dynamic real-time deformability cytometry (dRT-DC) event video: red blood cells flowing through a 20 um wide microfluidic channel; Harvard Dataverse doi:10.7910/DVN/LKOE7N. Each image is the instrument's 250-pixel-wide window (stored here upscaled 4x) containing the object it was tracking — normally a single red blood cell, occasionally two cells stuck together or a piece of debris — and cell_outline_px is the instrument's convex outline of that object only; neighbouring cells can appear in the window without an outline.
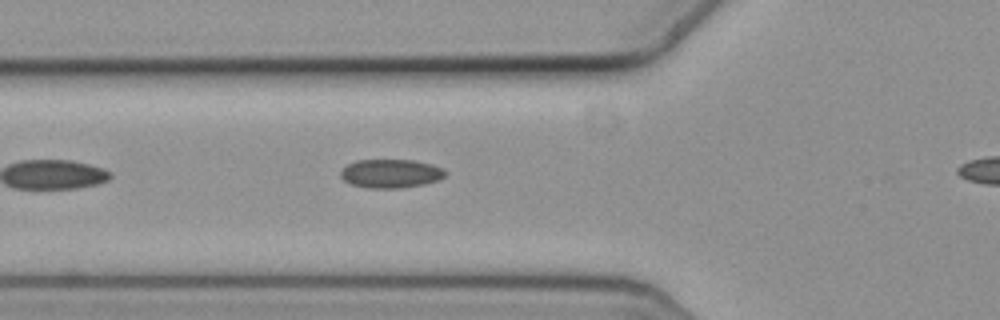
{"species": "common noctule bat (a hibernating species)", "species_latin": "Nyctalus noctula", "temperature_condition": "cold", "stored_images_in_passage": 20, "camera_frame_rate_fps": 3000, "um_per_image_px": 0.085, "animal": {"sex": "female", "body_mass_g": 19.3, "forearm_length_mm": 54.1}, "frame": {"image": 1, "passage_image": 6, "time_ms": 1.667, "image_size_px": [1000, 320], "cell_outline_px": [[444, 176], [436, 180], [424, 184], [400, 188], [368, 188], [352, 184], [344, 180], [340, 176], [340, 172], [348, 164], [356, 160], [416, 160], [432, 164], [440, 168], [444, 172]], "centroid_in_image_um": [33.18, 14.74], "position_along_channel_um": 92.6, "area_um2": 17.28}}